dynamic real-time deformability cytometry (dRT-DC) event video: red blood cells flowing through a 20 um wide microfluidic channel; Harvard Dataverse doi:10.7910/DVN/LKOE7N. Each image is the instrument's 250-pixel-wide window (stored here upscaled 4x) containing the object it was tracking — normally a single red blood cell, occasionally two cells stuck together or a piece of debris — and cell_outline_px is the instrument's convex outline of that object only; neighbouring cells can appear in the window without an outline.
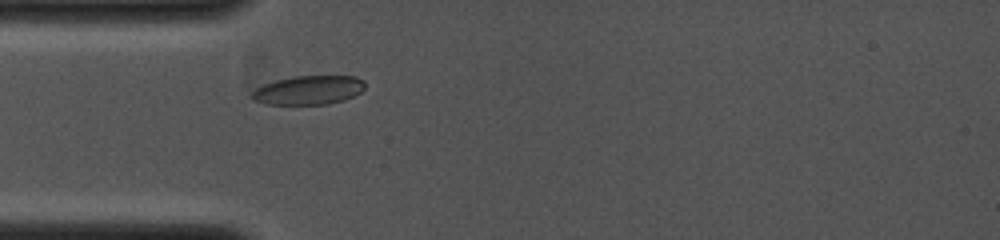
{"species": "common noctule bat (a hibernating species)", "species_latin": "Nyctalus noctula", "temperature_condition": "cold", "stored_images_in_passage": 3, "camera_frame_rate_fps": 4000, "um_per_image_px": 0.085, "animal": {"sex": "female", "body_mass_g": 19.0, "forearm_length_mm": 53.3}, "frame": {"image": 1, "passage_image": 3, "time_ms": 1.25, "image_size_px": [1000, 240], "cell_outline_px": [[364, 88], [360, 92], [344, 100], [328, 104], [264, 104], [252, 100], [252, 92], [256, 88], [264, 84], [276, 80], [292, 76], [356, 76], [364, 80]], "centroid_in_image_um": [26.22, 7.66], "position_along_channel_um": 58.8, "area_um2": 19.07}}